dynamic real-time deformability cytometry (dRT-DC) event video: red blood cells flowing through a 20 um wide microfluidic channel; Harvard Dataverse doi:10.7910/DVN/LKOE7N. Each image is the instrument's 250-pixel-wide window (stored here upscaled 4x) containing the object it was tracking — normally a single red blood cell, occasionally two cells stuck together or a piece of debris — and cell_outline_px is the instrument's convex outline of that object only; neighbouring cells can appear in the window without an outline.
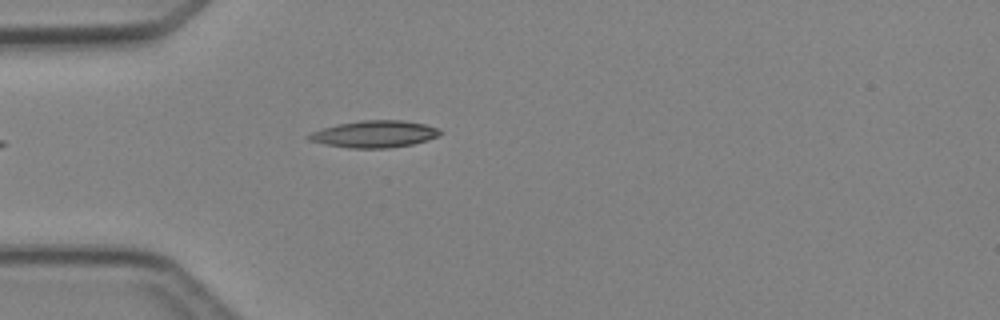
{"species": "Egyptian fruit bat (a non-hibernating species)", "species_latin": "Rousettus aegyptiacus", "temperature_condition": "cold", "stored_images_in_passage": 2, "camera_frame_rate_fps": 3000, "um_per_image_px": 0.085, "animal": {"sex": "female"}, "frame": {"image": 1, "passage_image": 2, "time_ms": 1.333, "image_size_px": [1000, 320], "cell_outline_px": [[440, 132], [436, 136], [412, 144], [388, 148], [348, 148], [324, 144], [308, 140], [304, 136], [312, 132], [336, 124], [360, 120], [404, 120], [424, 124], [440, 128]], "centroid_in_image_um": [31.77, 11.39], "position_along_channel_um": 53.2, "area_um2": 20.52}}